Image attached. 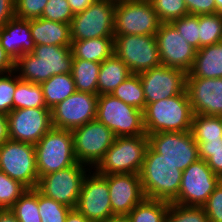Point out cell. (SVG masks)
I'll use <instances>...</instances> for the list:
<instances>
[{"label": "cell", "mask_w": 222, "mask_h": 222, "mask_svg": "<svg viewBox=\"0 0 222 222\" xmlns=\"http://www.w3.org/2000/svg\"><path fill=\"white\" fill-rule=\"evenodd\" d=\"M73 61L71 47L35 45L32 53L15 61V72L22 80L41 84L54 75L71 73Z\"/></svg>", "instance_id": "6da1fadb"}, {"label": "cell", "mask_w": 222, "mask_h": 222, "mask_svg": "<svg viewBox=\"0 0 222 222\" xmlns=\"http://www.w3.org/2000/svg\"><path fill=\"white\" fill-rule=\"evenodd\" d=\"M194 112L186 89L145 106L143 123L146 135L160 132H186L191 130Z\"/></svg>", "instance_id": "7a4b0ae2"}, {"label": "cell", "mask_w": 222, "mask_h": 222, "mask_svg": "<svg viewBox=\"0 0 222 222\" xmlns=\"http://www.w3.org/2000/svg\"><path fill=\"white\" fill-rule=\"evenodd\" d=\"M183 171L162 158L150 145L139 173L143 192L148 199L172 202L179 194Z\"/></svg>", "instance_id": "3957f363"}, {"label": "cell", "mask_w": 222, "mask_h": 222, "mask_svg": "<svg viewBox=\"0 0 222 222\" xmlns=\"http://www.w3.org/2000/svg\"><path fill=\"white\" fill-rule=\"evenodd\" d=\"M148 146L147 135L116 137L93 169L101 175L139 174Z\"/></svg>", "instance_id": "277c9868"}, {"label": "cell", "mask_w": 222, "mask_h": 222, "mask_svg": "<svg viewBox=\"0 0 222 222\" xmlns=\"http://www.w3.org/2000/svg\"><path fill=\"white\" fill-rule=\"evenodd\" d=\"M35 156L39 178L78 163L72 132L52 127L35 144Z\"/></svg>", "instance_id": "5b68a950"}, {"label": "cell", "mask_w": 222, "mask_h": 222, "mask_svg": "<svg viewBox=\"0 0 222 222\" xmlns=\"http://www.w3.org/2000/svg\"><path fill=\"white\" fill-rule=\"evenodd\" d=\"M161 21L150 0H117L114 12V36H155Z\"/></svg>", "instance_id": "8992f818"}, {"label": "cell", "mask_w": 222, "mask_h": 222, "mask_svg": "<svg viewBox=\"0 0 222 222\" xmlns=\"http://www.w3.org/2000/svg\"><path fill=\"white\" fill-rule=\"evenodd\" d=\"M96 119L105 124L116 137L146 135L143 111L111 94L98 95Z\"/></svg>", "instance_id": "52a82bcc"}, {"label": "cell", "mask_w": 222, "mask_h": 222, "mask_svg": "<svg viewBox=\"0 0 222 222\" xmlns=\"http://www.w3.org/2000/svg\"><path fill=\"white\" fill-rule=\"evenodd\" d=\"M116 0H95L70 22L72 41L114 37Z\"/></svg>", "instance_id": "ba28073f"}, {"label": "cell", "mask_w": 222, "mask_h": 222, "mask_svg": "<svg viewBox=\"0 0 222 222\" xmlns=\"http://www.w3.org/2000/svg\"><path fill=\"white\" fill-rule=\"evenodd\" d=\"M0 171L27 189L37 187L39 176L35 145L9 139L0 146Z\"/></svg>", "instance_id": "9c48e42d"}, {"label": "cell", "mask_w": 222, "mask_h": 222, "mask_svg": "<svg viewBox=\"0 0 222 222\" xmlns=\"http://www.w3.org/2000/svg\"><path fill=\"white\" fill-rule=\"evenodd\" d=\"M90 169L84 164L76 163L40 177L36 189L44 196L74 209L78 203L84 177Z\"/></svg>", "instance_id": "30bf717a"}, {"label": "cell", "mask_w": 222, "mask_h": 222, "mask_svg": "<svg viewBox=\"0 0 222 222\" xmlns=\"http://www.w3.org/2000/svg\"><path fill=\"white\" fill-rule=\"evenodd\" d=\"M78 163L93 169L113 144L116 136L97 119L71 131Z\"/></svg>", "instance_id": "8fae6325"}, {"label": "cell", "mask_w": 222, "mask_h": 222, "mask_svg": "<svg viewBox=\"0 0 222 222\" xmlns=\"http://www.w3.org/2000/svg\"><path fill=\"white\" fill-rule=\"evenodd\" d=\"M114 54L126 64L132 74L161 65L156 38L151 35L114 36Z\"/></svg>", "instance_id": "7c38bea8"}, {"label": "cell", "mask_w": 222, "mask_h": 222, "mask_svg": "<svg viewBox=\"0 0 222 222\" xmlns=\"http://www.w3.org/2000/svg\"><path fill=\"white\" fill-rule=\"evenodd\" d=\"M221 181L206 161L198 159L183 171L179 194L172 203L202 207Z\"/></svg>", "instance_id": "4fadbf2b"}, {"label": "cell", "mask_w": 222, "mask_h": 222, "mask_svg": "<svg viewBox=\"0 0 222 222\" xmlns=\"http://www.w3.org/2000/svg\"><path fill=\"white\" fill-rule=\"evenodd\" d=\"M76 209L93 222H104L113 216L107 175H101L94 169L88 171L82 183Z\"/></svg>", "instance_id": "5bb4252c"}, {"label": "cell", "mask_w": 222, "mask_h": 222, "mask_svg": "<svg viewBox=\"0 0 222 222\" xmlns=\"http://www.w3.org/2000/svg\"><path fill=\"white\" fill-rule=\"evenodd\" d=\"M147 136L149 145L181 171L200 159L198 144L190 131L160 132Z\"/></svg>", "instance_id": "9a60e30c"}, {"label": "cell", "mask_w": 222, "mask_h": 222, "mask_svg": "<svg viewBox=\"0 0 222 222\" xmlns=\"http://www.w3.org/2000/svg\"><path fill=\"white\" fill-rule=\"evenodd\" d=\"M98 94L76 91L51 109L55 128L74 130L97 116Z\"/></svg>", "instance_id": "2e32d148"}, {"label": "cell", "mask_w": 222, "mask_h": 222, "mask_svg": "<svg viewBox=\"0 0 222 222\" xmlns=\"http://www.w3.org/2000/svg\"><path fill=\"white\" fill-rule=\"evenodd\" d=\"M8 117L11 140L36 144L52 127L48 108H22L12 110Z\"/></svg>", "instance_id": "e0dca14e"}, {"label": "cell", "mask_w": 222, "mask_h": 222, "mask_svg": "<svg viewBox=\"0 0 222 222\" xmlns=\"http://www.w3.org/2000/svg\"><path fill=\"white\" fill-rule=\"evenodd\" d=\"M138 75L144 90L145 106L179 95L186 89L187 73L180 69L161 64Z\"/></svg>", "instance_id": "ac0fdd59"}, {"label": "cell", "mask_w": 222, "mask_h": 222, "mask_svg": "<svg viewBox=\"0 0 222 222\" xmlns=\"http://www.w3.org/2000/svg\"><path fill=\"white\" fill-rule=\"evenodd\" d=\"M155 38L161 64L189 73L194 64L197 49L184 41L171 23H161Z\"/></svg>", "instance_id": "d6986e66"}, {"label": "cell", "mask_w": 222, "mask_h": 222, "mask_svg": "<svg viewBox=\"0 0 222 222\" xmlns=\"http://www.w3.org/2000/svg\"><path fill=\"white\" fill-rule=\"evenodd\" d=\"M186 92L194 114L222 116V78L186 75Z\"/></svg>", "instance_id": "ffe728a7"}, {"label": "cell", "mask_w": 222, "mask_h": 222, "mask_svg": "<svg viewBox=\"0 0 222 222\" xmlns=\"http://www.w3.org/2000/svg\"><path fill=\"white\" fill-rule=\"evenodd\" d=\"M107 182L113 215L127 216L146 198L139 174H109Z\"/></svg>", "instance_id": "44dd1931"}, {"label": "cell", "mask_w": 222, "mask_h": 222, "mask_svg": "<svg viewBox=\"0 0 222 222\" xmlns=\"http://www.w3.org/2000/svg\"><path fill=\"white\" fill-rule=\"evenodd\" d=\"M0 44L15 61L22 55L32 53L35 43L31 37L30 20L17 17L0 28Z\"/></svg>", "instance_id": "7402d4cb"}, {"label": "cell", "mask_w": 222, "mask_h": 222, "mask_svg": "<svg viewBox=\"0 0 222 222\" xmlns=\"http://www.w3.org/2000/svg\"><path fill=\"white\" fill-rule=\"evenodd\" d=\"M30 31L35 45L71 47L70 24L35 18L30 19Z\"/></svg>", "instance_id": "603a6c76"}, {"label": "cell", "mask_w": 222, "mask_h": 222, "mask_svg": "<svg viewBox=\"0 0 222 222\" xmlns=\"http://www.w3.org/2000/svg\"><path fill=\"white\" fill-rule=\"evenodd\" d=\"M189 73L196 78H222V41L198 49Z\"/></svg>", "instance_id": "cb8c5ba5"}, {"label": "cell", "mask_w": 222, "mask_h": 222, "mask_svg": "<svg viewBox=\"0 0 222 222\" xmlns=\"http://www.w3.org/2000/svg\"><path fill=\"white\" fill-rule=\"evenodd\" d=\"M132 73L126 64L114 53L100 66L98 76V95L112 94Z\"/></svg>", "instance_id": "d4e9b609"}, {"label": "cell", "mask_w": 222, "mask_h": 222, "mask_svg": "<svg viewBox=\"0 0 222 222\" xmlns=\"http://www.w3.org/2000/svg\"><path fill=\"white\" fill-rule=\"evenodd\" d=\"M73 59L102 63L114 53V37L72 41Z\"/></svg>", "instance_id": "484cf974"}, {"label": "cell", "mask_w": 222, "mask_h": 222, "mask_svg": "<svg viewBox=\"0 0 222 222\" xmlns=\"http://www.w3.org/2000/svg\"><path fill=\"white\" fill-rule=\"evenodd\" d=\"M40 85L43 90L46 107L50 110L76 92L71 73L54 75Z\"/></svg>", "instance_id": "4316f807"}, {"label": "cell", "mask_w": 222, "mask_h": 222, "mask_svg": "<svg viewBox=\"0 0 222 222\" xmlns=\"http://www.w3.org/2000/svg\"><path fill=\"white\" fill-rule=\"evenodd\" d=\"M101 63L74 59L71 75L76 91L98 94V76Z\"/></svg>", "instance_id": "83f0119b"}, {"label": "cell", "mask_w": 222, "mask_h": 222, "mask_svg": "<svg viewBox=\"0 0 222 222\" xmlns=\"http://www.w3.org/2000/svg\"><path fill=\"white\" fill-rule=\"evenodd\" d=\"M22 108H47L40 84L22 80L16 73V91L13 110Z\"/></svg>", "instance_id": "f1b7e54d"}, {"label": "cell", "mask_w": 222, "mask_h": 222, "mask_svg": "<svg viewBox=\"0 0 222 222\" xmlns=\"http://www.w3.org/2000/svg\"><path fill=\"white\" fill-rule=\"evenodd\" d=\"M170 202L145 198L127 215L131 222H166Z\"/></svg>", "instance_id": "f546056e"}, {"label": "cell", "mask_w": 222, "mask_h": 222, "mask_svg": "<svg viewBox=\"0 0 222 222\" xmlns=\"http://www.w3.org/2000/svg\"><path fill=\"white\" fill-rule=\"evenodd\" d=\"M111 95L139 110L143 111L145 109V95L138 74L129 76Z\"/></svg>", "instance_id": "4dcf8cb0"}, {"label": "cell", "mask_w": 222, "mask_h": 222, "mask_svg": "<svg viewBox=\"0 0 222 222\" xmlns=\"http://www.w3.org/2000/svg\"><path fill=\"white\" fill-rule=\"evenodd\" d=\"M190 132L194 140H220L222 139V118L194 114Z\"/></svg>", "instance_id": "1f68e13d"}, {"label": "cell", "mask_w": 222, "mask_h": 222, "mask_svg": "<svg viewBox=\"0 0 222 222\" xmlns=\"http://www.w3.org/2000/svg\"><path fill=\"white\" fill-rule=\"evenodd\" d=\"M10 210L19 222H41L38 212V190L27 189Z\"/></svg>", "instance_id": "d6a6232c"}, {"label": "cell", "mask_w": 222, "mask_h": 222, "mask_svg": "<svg viewBox=\"0 0 222 222\" xmlns=\"http://www.w3.org/2000/svg\"><path fill=\"white\" fill-rule=\"evenodd\" d=\"M199 49L222 41V14L199 15Z\"/></svg>", "instance_id": "836d02e7"}, {"label": "cell", "mask_w": 222, "mask_h": 222, "mask_svg": "<svg viewBox=\"0 0 222 222\" xmlns=\"http://www.w3.org/2000/svg\"><path fill=\"white\" fill-rule=\"evenodd\" d=\"M195 141L198 144L199 158L206 161L211 170L222 179V139Z\"/></svg>", "instance_id": "e575fe53"}, {"label": "cell", "mask_w": 222, "mask_h": 222, "mask_svg": "<svg viewBox=\"0 0 222 222\" xmlns=\"http://www.w3.org/2000/svg\"><path fill=\"white\" fill-rule=\"evenodd\" d=\"M38 208L41 222H65L72 208L48 198L38 191Z\"/></svg>", "instance_id": "d590c367"}, {"label": "cell", "mask_w": 222, "mask_h": 222, "mask_svg": "<svg viewBox=\"0 0 222 222\" xmlns=\"http://www.w3.org/2000/svg\"><path fill=\"white\" fill-rule=\"evenodd\" d=\"M27 188L0 171V208L10 209Z\"/></svg>", "instance_id": "8d00e7d4"}, {"label": "cell", "mask_w": 222, "mask_h": 222, "mask_svg": "<svg viewBox=\"0 0 222 222\" xmlns=\"http://www.w3.org/2000/svg\"><path fill=\"white\" fill-rule=\"evenodd\" d=\"M166 222H209L203 207L184 206L170 202Z\"/></svg>", "instance_id": "74e56055"}, {"label": "cell", "mask_w": 222, "mask_h": 222, "mask_svg": "<svg viewBox=\"0 0 222 222\" xmlns=\"http://www.w3.org/2000/svg\"><path fill=\"white\" fill-rule=\"evenodd\" d=\"M162 23H170L188 13L185 0H150Z\"/></svg>", "instance_id": "f35d334b"}, {"label": "cell", "mask_w": 222, "mask_h": 222, "mask_svg": "<svg viewBox=\"0 0 222 222\" xmlns=\"http://www.w3.org/2000/svg\"><path fill=\"white\" fill-rule=\"evenodd\" d=\"M178 33L197 50L199 49V15L187 14L170 22Z\"/></svg>", "instance_id": "ab89813d"}, {"label": "cell", "mask_w": 222, "mask_h": 222, "mask_svg": "<svg viewBox=\"0 0 222 222\" xmlns=\"http://www.w3.org/2000/svg\"><path fill=\"white\" fill-rule=\"evenodd\" d=\"M73 17L74 13L67 0H48L41 18L49 21L70 24Z\"/></svg>", "instance_id": "60d3db41"}, {"label": "cell", "mask_w": 222, "mask_h": 222, "mask_svg": "<svg viewBox=\"0 0 222 222\" xmlns=\"http://www.w3.org/2000/svg\"><path fill=\"white\" fill-rule=\"evenodd\" d=\"M16 91V72L0 75V112L9 114L13 110Z\"/></svg>", "instance_id": "b9f144b4"}, {"label": "cell", "mask_w": 222, "mask_h": 222, "mask_svg": "<svg viewBox=\"0 0 222 222\" xmlns=\"http://www.w3.org/2000/svg\"><path fill=\"white\" fill-rule=\"evenodd\" d=\"M48 0H14L15 17L19 19L41 18Z\"/></svg>", "instance_id": "7bdbcfd3"}, {"label": "cell", "mask_w": 222, "mask_h": 222, "mask_svg": "<svg viewBox=\"0 0 222 222\" xmlns=\"http://www.w3.org/2000/svg\"><path fill=\"white\" fill-rule=\"evenodd\" d=\"M209 222H222V181L202 206Z\"/></svg>", "instance_id": "ee69618b"}, {"label": "cell", "mask_w": 222, "mask_h": 222, "mask_svg": "<svg viewBox=\"0 0 222 222\" xmlns=\"http://www.w3.org/2000/svg\"><path fill=\"white\" fill-rule=\"evenodd\" d=\"M189 14L204 15L216 13L215 0H185Z\"/></svg>", "instance_id": "f6af8a7d"}, {"label": "cell", "mask_w": 222, "mask_h": 222, "mask_svg": "<svg viewBox=\"0 0 222 222\" xmlns=\"http://www.w3.org/2000/svg\"><path fill=\"white\" fill-rule=\"evenodd\" d=\"M15 17L14 0H0V28Z\"/></svg>", "instance_id": "bcb514c9"}, {"label": "cell", "mask_w": 222, "mask_h": 222, "mask_svg": "<svg viewBox=\"0 0 222 222\" xmlns=\"http://www.w3.org/2000/svg\"><path fill=\"white\" fill-rule=\"evenodd\" d=\"M15 71V60L11 58L0 44V75Z\"/></svg>", "instance_id": "7dc6e473"}, {"label": "cell", "mask_w": 222, "mask_h": 222, "mask_svg": "<svg viewBox=\"0 0 222 222\" xmlns=\"http://www.w3.org/2000/svg\"><path fill=\"white\" fill-rule=\"evenodd\" d=\"M9 139L8 117L7 114L0 112V146Z\"/></svg>", "instance_id": "c3c4849f"}, {"label": "cell", "mask_w": 222, "mask_h": 222, "mask_svg": "<svg viewBox=\"0 0 222 222\" xmlns=\"http://www.w3.org/2000/svg\"><path fill=\"white\" fill-rule=\"evenodd\" d=\"M94 1L95 0H67L74 15L87 9Z\"/></svg>", "instance_id": "681fc988"}, {"label": "cell", "mask_w": 222, "mask_h": 222, "mask_svg": "<svg viewBox=\"0 0 222 222\" xmlns=\"http://www.w3.org/2000/svg\"><path fill=\"white\" fill-rule=\"evenodd\" d=\"M65 222H93L87 219L82 213L76 208L71 209L66 216Z\"/></svg>", "instance_id": "f907efd6"}, {"label": "cell", "mask_w": 222, "mask_h": 222, "mask_svg": "<svg viewBox=\"0 0 222 222\" xmlns=\"http://www.w3.org/2000/svg\"><path fill=\"white\" fill-rule=\"evenodd\" d=\"M0 222H19V221L10 209H2L0 211Z\"/></svg>", "instance_id": "816d5d0a"}, {"label": "cell", "mask_w": 222, "mask_h": 222, "mask_svg": "<svg viewBox=\"0 0 222 222\" xmlns=\"http://www.w3.org/2000/svg\"><path fill=\"white\" fill-rule=\"evenodd\" d=\"M104 222H131L128 216L113 215Z\"/></svg>", "instance_id": "f5cc1de1"}, {"label": "cell", "mask_w": 222, "mask_h": 222, "mask_svg": "<svg viewBox=\"0 0 222 222\" xmlns=\"http://www.w3.org/2000/svg\"><path fill=\"white\" fill-rule=\"evenodd\" d=\"M216 13L222 14V0H215Z\"/></svg>", "instance_id": "db71d44e"}]
</instances>
